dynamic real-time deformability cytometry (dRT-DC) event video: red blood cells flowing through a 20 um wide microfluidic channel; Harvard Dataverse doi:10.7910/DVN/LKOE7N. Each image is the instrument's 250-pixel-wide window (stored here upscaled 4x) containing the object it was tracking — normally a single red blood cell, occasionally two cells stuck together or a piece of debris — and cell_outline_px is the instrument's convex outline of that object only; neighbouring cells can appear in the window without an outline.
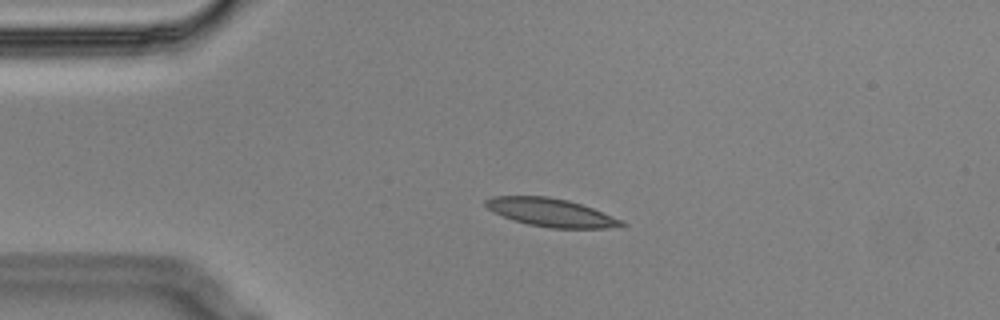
{"species": "Egyptian fruit bat (a non-hibernating species)", "species_latin": "Rousettus aegyptiacus", "temperature_condition": "cold", "stored_images_in_passage": 2, "camera_frame_rate_fps": 3000, "um_per_image_px": 0.085, "animal": {"sex": "male"}, "frame": {"image": 1, "passage_image": 1, "time_ms": 0.0, "image_size_px": [1000, 320], "cell_outline_px": [[628, 224], [624, 228], [548, 228], [528, 224], [512, 220], [488, 208], [484, 204], [484, 200], [492, 196], [548, 196], [568, 200], [592, 208], [624, 220]], "centroid_in_image_um": [46.91, 18.07], "position_along_channel_um": 38.1, "area_um2": 22.48}}